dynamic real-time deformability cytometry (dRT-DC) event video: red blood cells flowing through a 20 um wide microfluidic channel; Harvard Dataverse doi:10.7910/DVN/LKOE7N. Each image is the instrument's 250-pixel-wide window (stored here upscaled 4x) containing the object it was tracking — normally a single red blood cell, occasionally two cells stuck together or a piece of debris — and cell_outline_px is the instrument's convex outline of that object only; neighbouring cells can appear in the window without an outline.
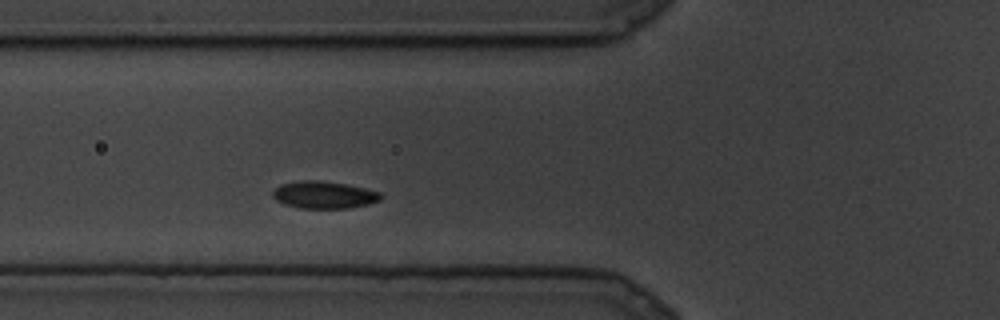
{"species": "common noctule bat (a hibernating species)", "species_latin": "Nyctalus noctula", "temperature_condition": "cold", "stored_images_in_passage": 2, "camera_frame_rate_fps": 3000, "um_per_image_px": 0.085, "animal": {"sex": "male", "body_mass_g": 19.5, "forearm_length_mm": 54.6}, "frame": {"image": 1, "passage_image": 2, "time_ms": 0.333, "image_size_px": [1000, 320], "cell_outline_px": [[384, 196], [380, 200], [368, 204], [348, 208], [300, 208], [284, 204], [276, 200], [272, 196], [272, 192], [280, 184], [300, 180], [320, 180], [344, 184], [364, 188], [380, 192]], "centroid_in_image_um": [27.53, 16.56], "position_along_channel_um": 98.3, "area_um2": 17.17}}